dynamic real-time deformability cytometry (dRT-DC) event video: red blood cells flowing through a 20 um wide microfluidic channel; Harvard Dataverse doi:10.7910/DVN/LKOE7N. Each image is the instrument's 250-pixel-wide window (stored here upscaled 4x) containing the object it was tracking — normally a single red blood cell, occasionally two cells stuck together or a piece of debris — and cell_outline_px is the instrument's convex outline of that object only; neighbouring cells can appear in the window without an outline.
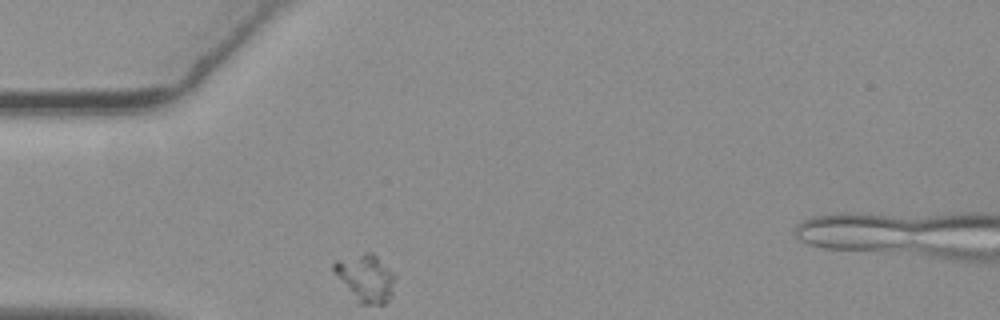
{"species": "common noctule bat (a hibernating species)", "species_latin": "Nyctalus noctula", "temperature_condition": "warm", "stored_images_in_passage": 34, "camera_frame_rate_fps": 3000, "um_per_image_px": 0.085, "animal": {"sex": "female", "body_mass_g": 19.3, "forearm_length_mm": 54.1}, "frame": {"image": 1, "passage_image": 1, "time_ms": 0.0, "image_size_px": [1000, 320], "cell_outline_px": [[396, 276], [392, 296], [384, 304], [360, 304], [332, 272], [332, 264], [336, 260], [364, 252], [372, 252], [396, 272]], "centroid_in_image_um": [31.11, 23.61], "position_along_channel_um": 53.9, "area_um2": 17.22}}
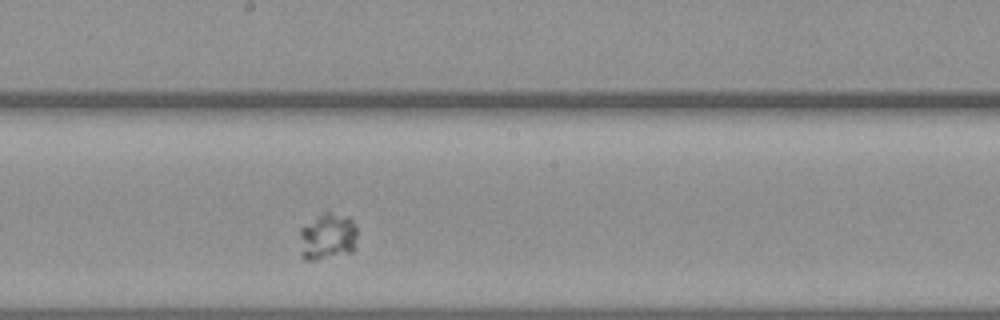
{"frame": {"image": 2, "passage_image": 16, "time_ms": 5.0, "image_size_px": [1000, 320], "cell_outline_px": [[356, 248], [352, 252], [312, 260], [304, 260], [300, 256], [300, 228], [324, 208], [328, 208], [348, 216], [352, 220], [356, 228]], "centroid_in_image_um": [27.83, 20.03], "position_along_channel_um": 220.4, "area_um2": 16.47}}
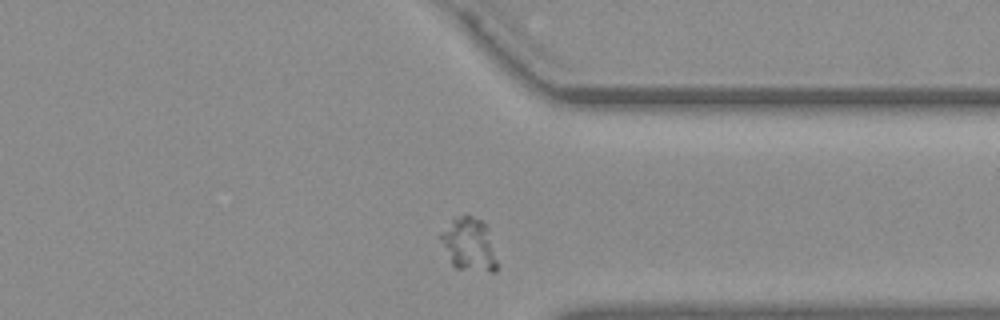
{"frame": {"image": 3, "passage_image": 29, "time_ms": 9.333, "image_size_px": [1000, 320], "cell_outline_px": [[496, 272], [492, 272], [456, 268], [452, 264], [440, 236], [452, 220], [464, 212], [480, 220], [488, 228], [496, 260]], "centroid_in_image_um": [39.89, 20.76], "position_along_channel_um": 371.5, "area_um2": 16.94}}